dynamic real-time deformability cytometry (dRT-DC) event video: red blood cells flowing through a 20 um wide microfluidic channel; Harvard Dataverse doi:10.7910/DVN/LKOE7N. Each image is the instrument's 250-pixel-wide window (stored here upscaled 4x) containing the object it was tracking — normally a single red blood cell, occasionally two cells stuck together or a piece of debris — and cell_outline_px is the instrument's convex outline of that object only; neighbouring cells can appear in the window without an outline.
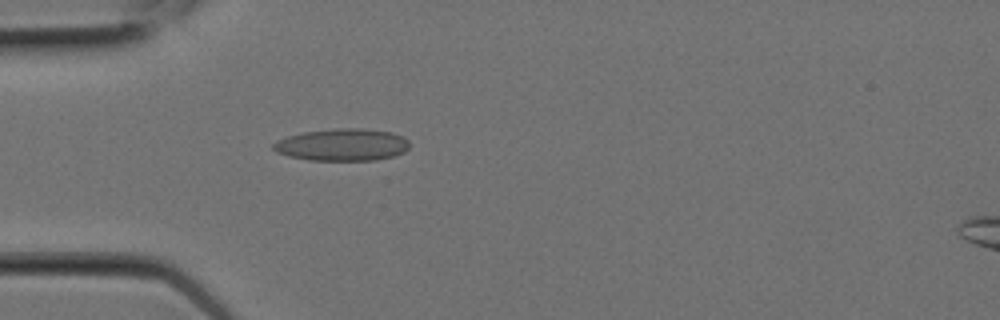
{"species": "Egyptian fruit bat (a non-hibernating species)", "species_latin": "Rousettus aegyptiacus", "temperature_condition": "room temperature", "stored_images_in_passage": 6, "camera_frame_rate_fps": 3000, "um_per_image_px": 0.085, "animal": {"sex": "female"}, "frame": {"image": 1, "passage_image": 6, "time_ms": 1.667, "image_size_px": [1000, 320], "cell_outline_px": [[408, 148], [404, 152], [392, 156], [376, 160], [308, 160], [288, 156], [276, 152], [272, 148], [272, 144], [276, 140], [288, 136], [304, 132], [336, 128], [360, 128], [392, 132], [404, 136], [408, 140]], "centroid_in_image_um": [29.08, 12.3], "position_along_channel_um": 55.9, "area_um2": 25.61}}